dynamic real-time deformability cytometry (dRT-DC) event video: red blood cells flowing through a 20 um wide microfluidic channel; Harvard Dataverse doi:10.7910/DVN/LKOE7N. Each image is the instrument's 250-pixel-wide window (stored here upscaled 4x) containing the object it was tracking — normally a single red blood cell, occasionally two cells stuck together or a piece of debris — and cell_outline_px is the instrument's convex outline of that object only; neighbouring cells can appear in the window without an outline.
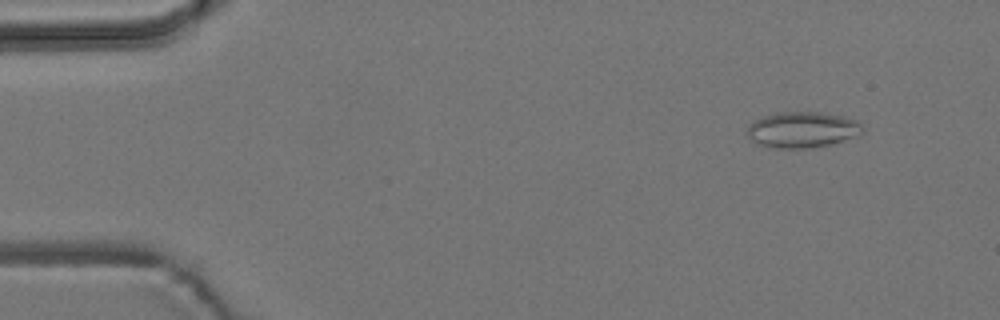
{"species": "common noctule bat (a hibernating species)", "species_latin": "Nyctalus noctula", "temperature_condition": "room temperature", "stored_images_in_passage": 4, "camera_frame_rate_fps": 3000, "um_per_image_px": 0.085, "animal": {"sex": "male", "body_mass_g": 19.2, "forearm_length_mm": 51.8}, "frame": {"image": 1, "passage_image": 2, "time_ms": 1.333, "image_size_px": [1000, 320], "cell_outline_px": [[864, 132], [844, 140], [812, 148], [776, 148], [760, 144], [752, 140], [748, 136], [748, 124], [752, 120], [776, 112], [820, 112], [844, 116], [856, 120], [864, 128]], "centroid_in_image_um": [68.19, 11.01], "position_along_channel_um": 16.8, "area_um2": 24.1}}